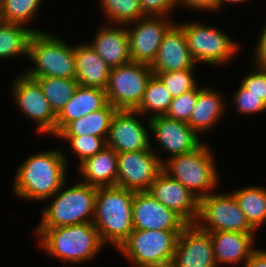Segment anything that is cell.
Returning <instances> with one entry per match:
<instances>
[{
  "instance_id": "f1b7e54d",
  "label": "cell",
  "mask_w": 266,
  "mask_h": 267,
  "mask_svg": "<svg viewBox=\"0 0 266 267\" xmlns=\"http://www.w3.org/2000/svg\"><path fill=\"white\" fill-rule=\"evenodd\" d=\"M33 79H35L41 86L43 94L56 115H58L63 107L69 102L79 85L76 79L57 77Z\"/></svg>"
},
{
  "instance_id": "4316f807",
  "label": "cell",
  "mask_w": 266,
  "mask_h": 267,
  "mask_svg": "<svg viewBox=\"0 0 266 267\" xmlns=\"http://www.w3.org/2000/svg\"><path fill=\"white\" fill-rule=\"evenodd\" d=\"M35 32L41 30L0 21V59L18 55L28 56L29 43Z\"/></svg>"
},
{
  "instance_id": "7c38bea8",
  "label": "cell",
  "mask_w": 266,
  "mask_h": 267,
  "mask_svg": "<svg viewBox=\"0 0 266 267\" xmlns=\"http://www.w3.org/2000/svg\"><path fill=\"white\" fill-rule=\"evenodd\" d=\"M14 102L19 110L37 126L40 133L56 136V117L39 83L24 74L13 83Z\"/></svg>"
},
{
  "instance_id": "d6986e66",
  "label": "cell",
  "mask_w": 266,
  "mask_h": 267,
  "mask_svg": "<svg viewBox=\"0 0 266 267\" xmlns=\"http://www.w3.org/2000/svg\"><path fill=\"white\" fill-rule=\"evenodd\" d=\"M181 24L172 25L161 42L155 60L150 65L153 73L195 68Z\"/></svg>"
},
{
  "instance_id": "5b68a950",
  "label": "cell",
  "mask_w": 266,
  "mask_h": 267,
  "mask_svg": "<svg viewBox=\"0 0 266 267\" xmlns=\"http://www.w3.org/2000/svg\"><path fill=\"white\" fill-rule=\"evenodd\" d=\"M75 46L58 37L41 31L35 32L29 43L28 58L34 68L24 73L30 78L57 77L75 79Z\"/></svg>"
},
{
  "instance_id": "e0dca14e",
  "label": "cell",
  "mask_w": 266,
  "mask_h": 267,
  "mask_svg": "<svg viewBox=\"0 0 266 267\" xmlns=\"http://www.w3.org/2000/svg\"><path fill=\"white\" fill-rule=\"evenodd\" d=\"M148 191L164 206L180 215L188 224L196 223L199 199L182 183L171 178L163 170L151 183Z\"/></svg>"
},
{
  "instance_id": "1f68e13d",
  "label": "cell",
  "mask_w": 266,
  "mask_h": 267,
  "mask_svg": "<svg viewBox=\"0 0 266 267\" xmlns=\"http://www.w3.org/2000/svg\"><path fill=\"white\" fill-rule=\"evenodd\" d=\"M42 0H0V19L26 26L40 8Z\"/></svg>"
},
{
  "instance_id": "f546056e",
  "label": "cell",
  "mask_w": 266,
  "mask_h": 267,
  "mask_svg": "<svg viewBox=\"0 0 266 267\" xmlns=\"http://www.w3.org/2000/svg\"><path fill=\"white\" fill-rule=\"evenodd\" d=\"M172 99L173 97L165 85L156 75H152L148 81L142 101L135 111L139 112L142 116L145 113L149 112L151 114L153 112V115L149 117L165 115Z\"/></svg>"
},
{
  "instance_id": "60d3db41",
  "label": "cell",
  "mask_w": 266,
  "mask_h": 267,
  "mask_svg": "<svg viewBox=\"0 0 266 267\" xmlns=\"http://www.w3.org/2000/svg\"><path fill=\"white\" fill-rule=\"evenodd\" d=\"M244 267H266V250L256 249Z\"/></svg>"
},
{
  "instance_id": "2e32d148",
  "label": "cell",
  "mask_w": 266,
  "mask_h": 267,
  "mask_svg": "<svg viewBox=\"0 0 266 267\" xmlns=\"http://www.w3.org/2000/svg\"><path fill=\"white\" fill-rule=\"evenodd\" d=\"M140 115L135 110H117L111 120L107 146L117 153L150 149L148 130L136 117Z\"/></svg>"
},
{
  "instance_id": "b9f144b4",
  "label": "cell",
  "mask_w": 266,
  "mask_h": 267,
  "mask_svg": "<svg viewBox=\"0 0 266 267\" xmlns=\"http://www.w3.org/2000/svg\"><path fill=\"white\" fill-rule=\"evenodd\" d=\"M142 267H175V264L173 262V260H168L165 262H159V263H152V264H148V265H144Z\"/></svg>"
},
{
  "instance_id": "d590c367",
  "label": "cell",
  "mask_w": 266,
  "mask_h": 267,
  "mask_svg": "<svg viewBox=\"0 0 266 267\" xmlns=\"http://www.w3.org/2000/svg\"><path fill=\"white\" fill-rule=\"evenodd\" d=\"M233 97L237 111L239 110L240 113L253 114L266 110V103L259 96L249 92L241 83Z\"/></svg>"
},
{
  "instance_id": "83f0119b",
  "label": "cell",
  "mask_w": 266,
  "mask_h": 267,
  "mask_svg": "<svg viewBox=\"0 0 266 267\" xmlns=\"http://www.w3.org/2000/svg\"><path fill=\"white\" fill-rule=\"evenodd\" d=\"M249 225L256 230L266 221V188L243 187L233 192Z\"/></svg>"
},
{
  "instance_id": "277c9868",
  "label": "cell",
  "mask_w": 266,
  "mask_h": 267,
  "mask_svg": "<svg viewBox=\"0 0 266 267\" xmlns=\"http://www.w3.org/2000/svg\"><path fill=\"white\" fill-rule=\"evenodd\" d=\"M210 147L205 143L197 150L171 156L163 161V171L182 183L198 199L209 195L219 183V174Z\"/></svg>"
},
{
  "instance_id": "ba28073f",
  "label": "cell",
  "mask_w": 266,
  "mask_h": 267,
  "mask_svg": "<svg viewBox=\"0 0 266 267\" xmlns=\"http://www.w3.org/2000/svg\"><path fill=\"white\" fill-rule=\"evenodd\" d=\"M152 75V68L144 63L130 62L111 68L105 89L108 103L117 110H135Z\"/></svg>"
},
{
  "instance_id": "52a82bcc",
  "label": "cell",
  "mask_w": 266,
  "mask_h": 267,
  "mask_svg": "<svg viewBox=\"0 0 266 267\" xmlns=\"http://www.w3.org/2000/svg\"><path fill=\"white\" fill-rule=\"evenodd\" d=\"M182 230L133 229L117 249L136 267L171 260Z\"/></svg>"
},
{
  "instance_id": "7a4b0ae2",
  "label": "cell",
  "mask_w": 266,
  "mask_h": 267,
  "mask_svg": "<svg viewBox=\"0 0 266 267\" xmlns=\"http://www.w3.org/2000/svg\"><path fill=\"white\" fill-rule=\"evenodd\" d=\"M35 234L46 254L74 264L90 261L104 245L93 222L37 227Z\"/></svg>"
},
{
  "instance_id": "7402d4cb",
  "label": "cell",
  "mask_w": 266,
  "mask_h": 267,
  "mask_svg": "<svg viewBox=\"0 0 266 267\" xmlns=\"http://www.w3.org/2000/svg\"><path fill=\"white\" fill-rule=\"evenodd\" d=\"M108 104L104 89L78 85L69 102L56 117V135L71 121L104 108Z\"/></svg>"
},
{
  "instance_id": "f35d334b",
  "label": "cell",
  "mask_w": 266,
  "mask_h": 267,
  "mask_svg": "<svg viewBox=\"0 0 266 267\" xmlns=\"http://www.w3.org/2000/svg\"><path fill=\"white\" fill-rule=\"evenodd\" d=\"M255 50V66L266 69V25L262 29L261 35L257 40Z\"/></svg>"
},
{
  "instance_id": "ab89813d",
  "label": "cell",
  "mask_w": 266,
  "mask_h": 267,
  "mask_svg": "<svg viewBox=\"0 0 266 267\" xmlns=\"http://www.w3.org/2000/svg\"><path fill=\"white\" fill-rule=\"evenodd\" d=\"M179 4L196 10L216 11V0H179Z\"/></svg>"
},
{
  "instance_id": "9c48e42d",
  "label": "cell",
  "mask_w": 266,
  "mask_h": 267,
  "mask_svg": "<svg viewBox=\"0 0 266 267\" xmlns=\"http://www.w3.org/2000/svg\"><path fill=\"white\" fill-rule=\"evenodd\" d=\"M195 224L206 232H255L232 192L228 194L212 192L200 198Z\"/></svg>"
},
{
  "instance_id": "8fae6325",
  "label": "cell",
  "mask_w": 266,
  "mask_h": 267,
  "mask_svg": "<svg viewBox=\"0 0 266 267\" xmlns=\"http://www.w3.org/2000/svg\"><path fill=\"white\" fill-rule=\"evenodd\" d=\"M150 147L147 150L118 153L117 186L135 192L149 190L163 169V158Z\"/></svg>"
},
{
  "instance_id": "6da1fadb",
  "label": "cell",
  "mask_w": 266,
  "mask_h": 267,
  "mask_svg": "<svg viewBox=\"0 0 266 267\" xmlns=\"http://www.w3.org/2000/svg\"><path fill=\"white\" fill-rule=\"evenodd\" d=\"M66 157L59 150L29 156L17 168L14 194L26 200L47 201L67 181Z\"/></svg>"
},
{
  "instance_id": "ac0fdd59",
  "label": "cell",
  "mask_w": 266,
  "mask_h": 267,
  "mask_svg": "<svg viewBox=\"0 0 266 267\" xmlns=\"http://www.w3.org/2000/svg\"><path fill=\"white\" fill-rule=\"evenodd\" d=\"M148 126L157 143L172 156L193 152L203 145L198 133L187 123L165 115L151 117Z\"/></svg>"
},
{
  "instance_id": "836d02e7",
  "label": "cell",
  "mask_w": 266,
  "mask_h": 267,
  "mask_svg": "<svg viewBox=\"0 0 266 267\" xmlns=\"http://www.w3.org/2000/svg\"><path fill=\"white\" fill-rule=\"evenodd\" d=\"M61 139H65L69 142L73 153L77 154L80 158V164L86 159L94 156L100 152L106 144V140L101 137L92 135H81V136H56Z\"/></svg>"
},
{
  "instance_id": "ffe728a7",
  "label": "cell",
  "mask_w": 266,
  "mask_h": 267,
  "mask_svg": "<svg viewBox=\"0 0 266 267\" xmlns=\"http://www.w3.org/2000/svg\"><path fill=\"white\" fill-rule=\"evenodd\" d=\"M212 239L216 264L246 265L252 253L256 250L253 246L254 232L215 231L209 232Z\"/></svg>"
},
{
  "instance_id": "4dcf8cb0",
  "label": "cell",
  "mask_w": 266,
  "mask_h": 267,
  "mask_svg": "<svg viewBox=\"0 0 266 267\" xmlns=\"http://www.w3.org/2000/svg\"><path fill=\"white\" fill-rule=\"evenodd\" d=\"M102 11L111 25H133L138 19L145 17L140 7V0H99Z\"/></svg>"
},
{
  "instance_id": "cb8c5ba5",
  "label": "cell",
  "mask_w": 266,
  "mask_h": 267,
  "mask_svg": "<svg viewBox=\"0 0 266 267\" xmlns=\"http://www.w3.org/2000/svg\"><path fill=\"white\" fill-rule=\"evenodd\" d=\"M118 153L109 146L79 164L82 183L95 187L117 186Z\"/></svg>"
},
{
  "instance_id": "8d00e7d4",
  "label": "cell",
  "mask_w": 266,
  "mask_h": 267,
  "mask_svg": "<svg viewBox=\"0 0 266 267\" xmlns=\"http://www.w3.org/2000/svg\"><path fill=\"white\" fill-rule=\"evenodd\" d=\"M257 69L245 75L241 84L259 96L266 103V69L256 67Z\"/></svg>"
},
{
  "instance_id": "d6a6232c",
  "label": "cell",
  "mask_w": 266,
  "mask_h": 267,
  "mask_svg": "<svg viewBox=\"0 0 266 267\" xmlns=\"http://www.w3.org/2000/svg\"><path fill=\"white\" fill-rule=\"evenodd\" d=\"M194 68L169 71L163 73H153L169 90L173 98L184 92L195 89L197 86L194 77Z\"/></svg>"
},
{
  "instance_id": "484cf974",
  "label": "cell",
  "mask_w": 266,
  "mask_h": 267,
  "mask_svg": "<svg viewBox=\"0 0 266 267\" xmlns=\"http://www.w3.org/2000/svg\"><path fill=\"white\" fill-rule=\"evenodd\" d=\"M116 111L117 109L108 103L98 111L69 122L56 136L92 135L106 140Z\"/></svg>"
},
{
  "instance_id": "e575fe53",
  "label": "cell",
  "mask_w": 266,
  "mask_h": 267,
  "mask_svg": "<svg viewBox=\"0 0 266 267\" xmlns=\"http://www.w3.org/2000/svg\"><path fill=\"white\" fill-rule=\"evenodd\" d=\"M198 99V88L182 93L172 99L165 116L188 123Z\"/></svg>"
},
{
  "instance_id": "44dd1931",
  "label": "cell",
  "mask_w": 266,
  "mask_h": 267,
  "mask_svg": "<svg viewBox=\"0 0 266 267\" xmlns=\"http://www.w3.org/2000/svg\"><path fill=\"white\" fill-rule=\"evenodd\" d=\"M101 26L90 46L111 68L132 62L130 57L129 36L126 26Z\"/></svg>"
},
{
  "instance_id": "4fadbf2b",
  "label": "cell",
  "mask_w": 266,
  "mask_h": 267,
  "mask_svg": "<svg viewBox=\"0 0 266 267\" xmlns=\"http://www.w3.org/2000/svg\"><path fill=\"white\" fill-rule=\"evenodd\" d=\"M133 28L126 27L132 62L151 65L168 29L175 23L169 17L145 16Z\"/></svg>"
},
{
  "instance_id": "30bf717a",
  "label": "cell",
  "mask_w": 266,
  "mask_h": 267,
  "mask_svg": "<svg viewBox=\"0 0 266 267\" xmlns=\"http://www.w3.org/2000/svg\"><path fill=\"white\" fill-rule=\"evenodd\" d=\"M183 27L189 52L197 64L203 62L218 65L229 62L239 50L237 42L220 30L201 25L196 22H187Z\"/></svg>"
},
{
  "instance_id": "8992f818",
  "label": "cell",
  "mask_w": 266,
  "mask_h": 267,
  "mask_svg": "<svg viewBox=\"0 0 266 267\" xmlns=\"http://www.w3.org/2000/svg\"><path fill=\"white\" fill-rule=\"evenodd\" d=\"M62 187L50 197V206L44 209L38 227H59L93 222L97 187L85 183ZM63 190V191H62Z\"/></svg>"
},
{
  "instance_id": "d4e9b609",
  "label": "cell",
  "mask_w": 266,
  "mask_h": 267,
  "mask_svg": "<svg viewBox=\"0 0 266 267\" xmlns=\"http://www.w3.org/2000/svg\"><path fill=\"white\" fill-rule=\"evenodd\" d=\"M226 106L220 92L208 88V86L198 88V99L187 124L201 134L212 128L213 125L215 126L222 117Z\"/></svg>"
},
{
  "instance_id": "7bdbcfd3",
  "label": "cell",
  "mask_w": 266,
  "mask_h": 267,
  "mask_svg": "<svg viewBox=\"0 0 266 267\" xmlns=\"http://www.w3.org/2000/svg\"><path fill=\"white\" fill-rule=\"evenodd\" d=\"M248 0H216V11L221 9V7L223 6V4H225V2H231V3H241V2H246Z\"/></svg>"
},
{
  "instance_id": "74e56055",
  "label": "cell",
  "mask_w": 266,
  "mask_h": 267,
  "mask_svg": "<svg viewBox=\"0 0 266 267\" xmlns=\"http://www.w3.org/2000/svg\"><path fill=\"white\" fill-rule=\"evenodd\" d=\"M177 4L179 0H140V7L145 16L167 17Z\"/></svg>"
},
{
  "instance_id": "9a60e30c",
  "label": "cell",
  "mask_w": 266,
  "mask_h": 267,
  "mask_svg": "<svg viewBox=\"0 0 266 267\" xmlns=\"http://www.w3.org/2000/svg\"><path fill=\"white\" fill-rule=\"evenodd\" d=\"M172 260L175 267H218L209 232L196 224L181 231Z\"/></svg>"
},
{
  "instance_id": "3957f363",
  "label": "cell",
  "mask_w": 266,
  "mask_h": 267,
  "mask_svg": "<svg viewBox=\"0 0 266 267\" xmlns=\"http://www.w3.org/2000/svg\"><path fill=\"white\" fill-rule=\"evenodd\" d=\"M135 191L119 186L97 187L93 224L101 241L117 249L133 231Z\"/></svg>"
},
{
  "instance_id": "603a6c76",
  "label": "cell",
  "mask_w": 266,
  "mask_h": 267,
  "mask_svg": "<svg viewBox=\"0 0 266 267\" xmlns=\"http://www.w3.org/2000/svg\"><path fill=\"white\" fill-rule=\"evenodd\" d=\"M75 79L83 87L106 89L109 80L110 67L90 46V44L75 45Z\"/></svg>"
},
{
  "instance_id": "5bb4252c",
  "label": "cell",
  "mask_w": 266,
  "mask_h": 267,
  "mask_svg": "<svg viewBox=\"0 0 266 267\" xmlns=\"http://www.w3.org/2000/svg\"><path fill=\"white\" fill-rule=\"evenodd\" d=\"M133 229L183 230L188 223L155 199L149 191H136L132 207Z\"/></svg>"
}]
</instances>
